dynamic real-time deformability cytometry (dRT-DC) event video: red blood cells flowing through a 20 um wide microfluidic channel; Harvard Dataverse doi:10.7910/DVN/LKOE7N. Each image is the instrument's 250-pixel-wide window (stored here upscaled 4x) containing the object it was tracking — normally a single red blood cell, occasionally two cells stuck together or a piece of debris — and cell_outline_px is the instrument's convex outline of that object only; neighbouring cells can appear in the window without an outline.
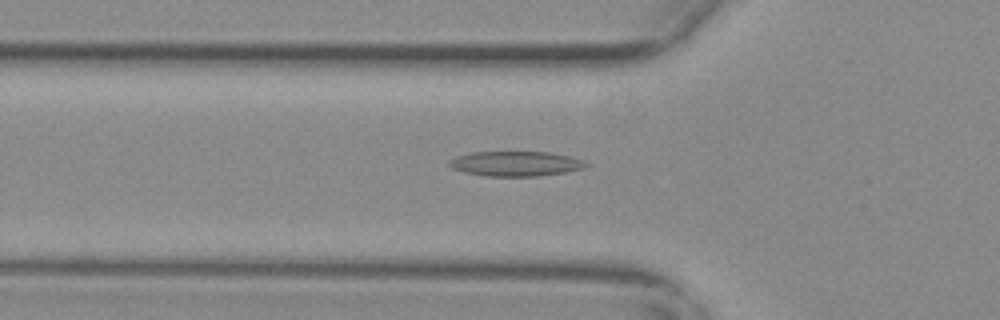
{"species": "common noctule bat (a hibernating species)", "species_latin": "Nyctalus noctula", "temperature_condition": "warm", "stored_images_in_passage": 47, "camera_frame_rate_fps": 3000, "um_per_image_px": 0.085, "animal": {"sex": "female", "body_mass_g": 29.2, "forearm_length_mm": 56.3}, "frame": {"image": 1, "passage_image": 16, "time_ms": 5.0, "image_size_px": [1000, 320], "cell_outline_px": [[588, 164], [584, 168], [564, 172], [540, 176], [484, 176], [464, 172], [452, 168], [448, 164], [448, 160], [456, 156], [472, 152], [552, 152], [572, 156]], "centroid_in_image_um": [43.8, 13.91], "position_along_channel_um": 82.0, "area_um2": 19.88}}
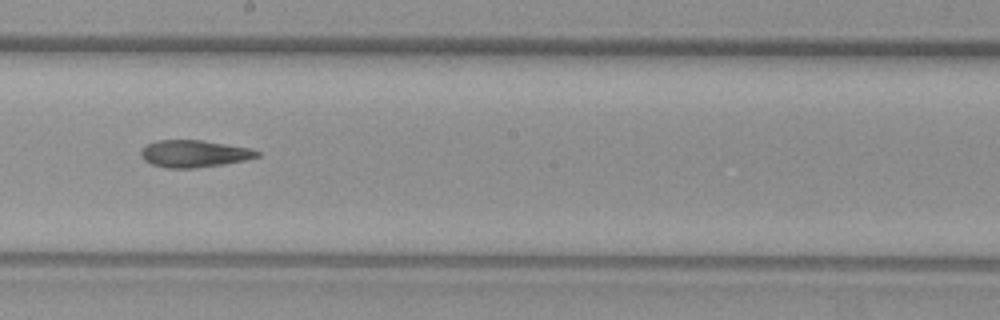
{"frame": {"image": 2, "passage_image": 28, "time_ms": 9.0, "image_size_px": [1000, 320], "cell_outline_px": [[260, 156], [244, 160], [224, 164], [196, 168], [164, 168], [152, 164], [144, 160], [140, 156], [140, 152], [148, 144], [156, 140], [200, 140], [248, 148], [260, 152]], "centroid_in_image_um": [16.47, 13.07], "position_along_channel_um": 231.7, "area_um2": 18.21}}
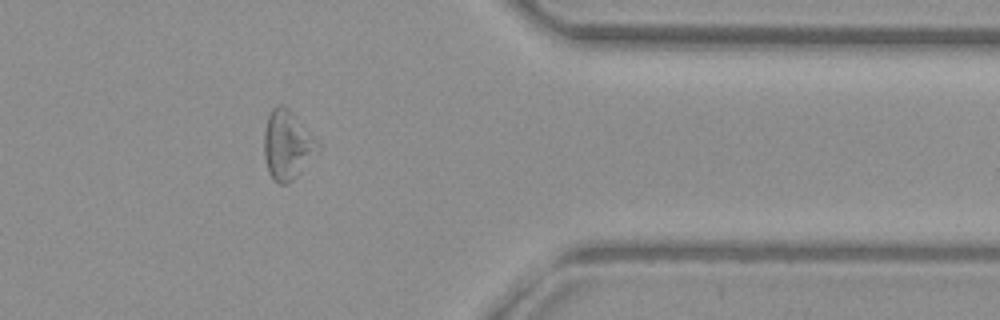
{"frame": {"image": 3, "passage_image": 42, "time_ms": 13.667, "image_size_px": [1000, 320], "cell_outline_px": [[320, 148], [296, 176], [288, 184], [280, 184], [268, 172], [264, 156], [264, 132], [268, 116], [272, 108], [280, 104], [288, 108], [320, 140]], "centroid_in_image_um": [24.44, 12.29], "position_along_channel_um": 387.0, "area_um2": 21.56}, "authors_computed_cell_mechanics": {"area_um2": 19.8832, "velocity_mm_per_s": 3.7285, "shape_relaxation_time_tau1_ms": null, "shape_relaxation_time_tau2_ms": 5.5983, "deformation_change_tau1": null, "deformation_change_tau2": 0.16}}